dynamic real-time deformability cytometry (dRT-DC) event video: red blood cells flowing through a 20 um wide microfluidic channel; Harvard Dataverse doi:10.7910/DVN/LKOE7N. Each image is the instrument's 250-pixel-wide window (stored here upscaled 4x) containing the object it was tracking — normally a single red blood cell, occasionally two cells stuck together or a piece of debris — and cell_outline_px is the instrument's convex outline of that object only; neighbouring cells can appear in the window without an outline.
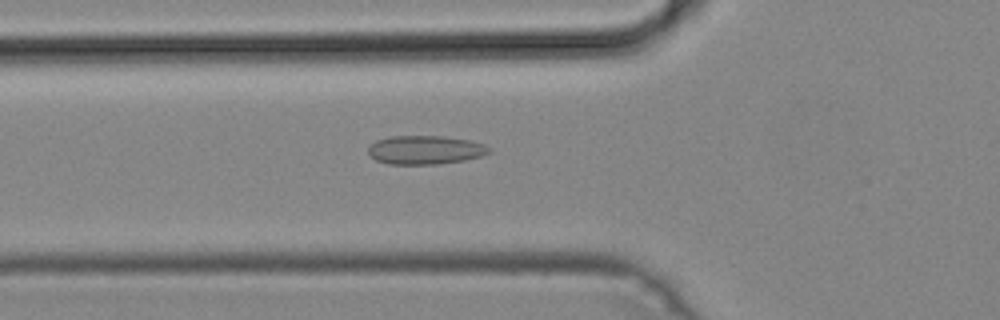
{"species": "common noctule bat (a hibernating species)", "species_latin": "Nyctalus noctula", "temperature_condition": "cold", "stored_images_in_passage": 49, "camera_frame_rate_fps": 3000, "um_per_image_px": 0.085, "animal": {"sex": "male", "body_mass_g": 19.2, "forearm_length_mm": 51.8}, "frame": {"image": 1, "passage_image": 17, "time_ms": 5.333, "image_size_px": [1000, 320], "cell_outline_px": [[492, 152], [480, 156], [464, 160], [436, 164], [388, 164], [376, 160], [368, 152], [368, 148], [376, 140], [388, 136], [444, 136], [468, 140], [484, 144], [492, 148]], "centroid_in_image_um": [36.16, 12.74], "position_along_channel_um": 89.6, "area_um2": 20.23}}
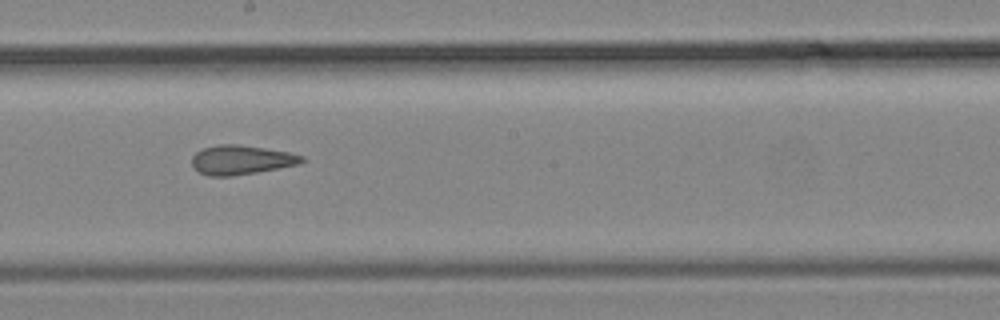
{"frame": {"image": 2, "passage_image": 27, "time_ms": 8.667, "image_size_px": [1000, 320], "cell_outline_px": [[304, 160], [300, 164], [256, 172], [232, 176], [208, 176], [200, 172], [192, 164], [192, 156], [196, 152], [204, 148], [220, 144], [240, 144], [288, 152], [304, 156]], "centroid_in_image_um": [20.5, 13.58], "position_along_channel_um": 227.7, "area_um2": 18.61}}
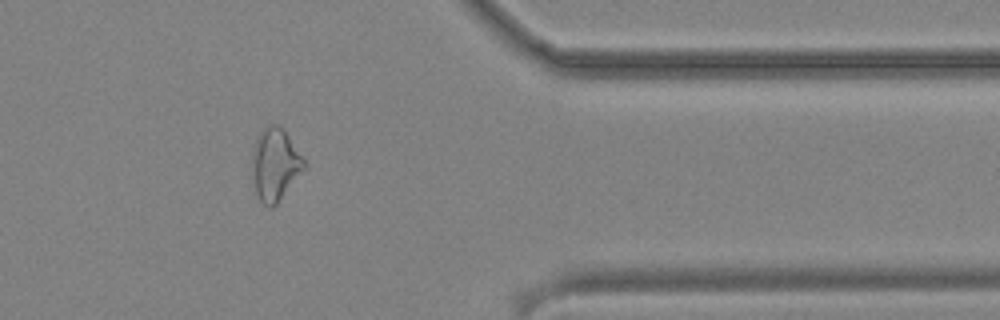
{"frame": {"image": 3, "passage_image": 40, "time_ms": 13.0, "image_size_px": [1000, 320], "cell_outline_px": [[308, 164], [276, 204], [272, 208], [268, 208], [260, 200], [256, 192], [252, 164], [252, 152], [256, 140], [260, 132], [268, 124], [276, 124], [284, 128]], "centroid_in_image_um": [23.4, 13.94], "position_along_channel_um": 388.0, "area_um2": 21.79}}